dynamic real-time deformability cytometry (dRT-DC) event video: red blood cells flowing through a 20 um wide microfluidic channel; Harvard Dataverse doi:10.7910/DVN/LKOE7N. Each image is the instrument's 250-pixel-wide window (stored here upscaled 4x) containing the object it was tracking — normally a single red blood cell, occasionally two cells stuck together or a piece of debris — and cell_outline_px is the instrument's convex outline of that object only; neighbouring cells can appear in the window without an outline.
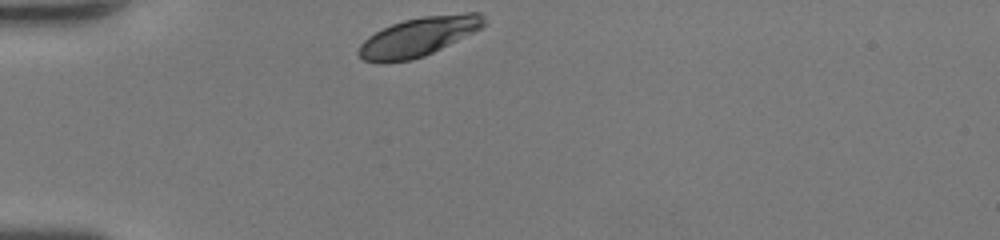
{"species": "human", "species_latin": "Homo sapiens", "temperature_condition": "room temperature", "stored_images_in_passage": 27, "camera_frame_rate_fps": 3000, "um_per_image_px": 0.085, "donor": {"sex": "female"}, "frame": {"image": 1, "passage_image": 1, "time_ms": 0.0, "image_size_px": [1000, 240], "cell_outline_px": [[484, 24], [480, 28], [424, 56], [412, 60], [384, 64], [380, 64], [364, 60], [356, 52], [360, 44], [368, 36], [392, 24], [404, 20], [424, 16], [464, 12], [480, 12], [484, 16]], "centroid_in_image_um": [35.51, 3.13], "position_along_channel_um": 49.5, "area_um2": 28.32}}
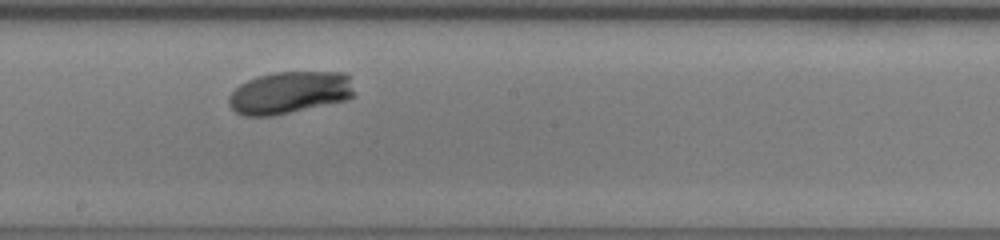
{"frame": {"image": 2, "passage_image": 15, "time_ms": 4.667, "image_size_px": [1000, 240], "cell_outline_px": [[356, 96], [348, 100], [272, 116], [244, 116], [236, 112], [228, 104], [228, 96], [240, 84], [256, 76], [272, 72], [344, 72], [348, 76]], "centroid_in_image_um": [24.62, 7.87], "position_along_channel_um": 223.6, "area_um2": 31.1}}
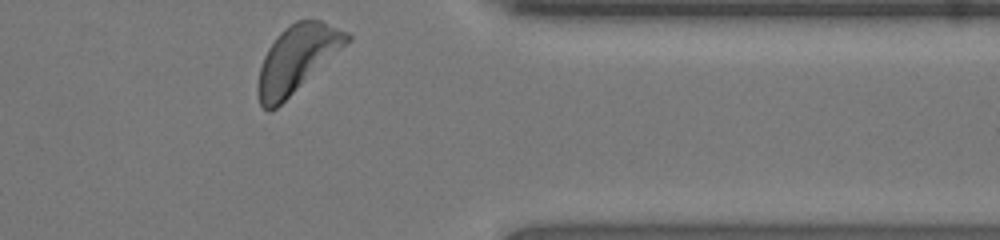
{"frame": {"image": 3, "passage_image": 27, "time_ms": 8.667, "image_size_px": [1000, 240], "cell_outline_px": [[352, 40], [276, 108], [268, 112], [260, 104], [256, 88], [260, 68], [264, 56], [268, 48], [276, 36], [284, 28], [296, 20], [320, 20], [348, 32], [352, 36]], "centroid_in_image_um": [25.24, 4.99], "position_along_channel_um": 386.2, "area_um2": 34.39}, "authors_computed_cell_mechanics": {"area_um2": 31.1542, "velocity_mm_per_s": 4.2938, "shape_relaxation_time_tau1_ms": 1.7887, "shape_relaxation_time_tau2_ms": null, "deformation_change_tau1": 0.1268, "deformation_change_tau2": null}}